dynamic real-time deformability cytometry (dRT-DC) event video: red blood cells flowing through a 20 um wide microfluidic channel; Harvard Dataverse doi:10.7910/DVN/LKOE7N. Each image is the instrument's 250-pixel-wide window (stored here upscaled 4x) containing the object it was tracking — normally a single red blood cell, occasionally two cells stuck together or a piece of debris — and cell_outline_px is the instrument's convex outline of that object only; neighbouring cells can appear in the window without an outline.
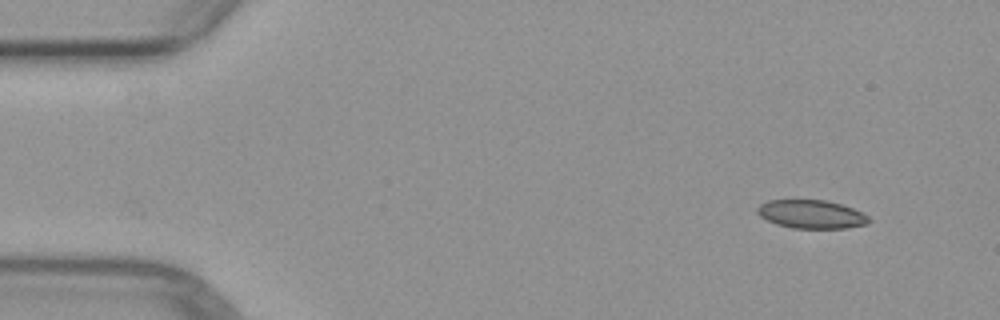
{"species": "common noctule bat (a hibernating species)", "species_latin": "Nyctalus noctula", "temperature_condition": "warm", "stored_images_in_passage": 2, "camera_frame_rate_fps": 3000, "um_per_image_px": 0.085, "animal": {"sex": "female", "body_mass_g": 29.2, "forearm_length_mm": 56.3}, "frame": {"image": 1, "passage_image": 2, "time_ms": 1.0, "image_size_px": [1000, 320], "cell_outline_px": [[872, 220], [868, 224], [844, 228], [792, 228], [776, 224], [760, 216], [756, 212], [756, 208], [760, 204], [768, 200], [824, 200], [840, 204], [852, 208], [868, 216]], "centroid_in_image_um": [68.95, 18.21], "position_along_channel_um": 16.0, "area_um2": 18.44}}